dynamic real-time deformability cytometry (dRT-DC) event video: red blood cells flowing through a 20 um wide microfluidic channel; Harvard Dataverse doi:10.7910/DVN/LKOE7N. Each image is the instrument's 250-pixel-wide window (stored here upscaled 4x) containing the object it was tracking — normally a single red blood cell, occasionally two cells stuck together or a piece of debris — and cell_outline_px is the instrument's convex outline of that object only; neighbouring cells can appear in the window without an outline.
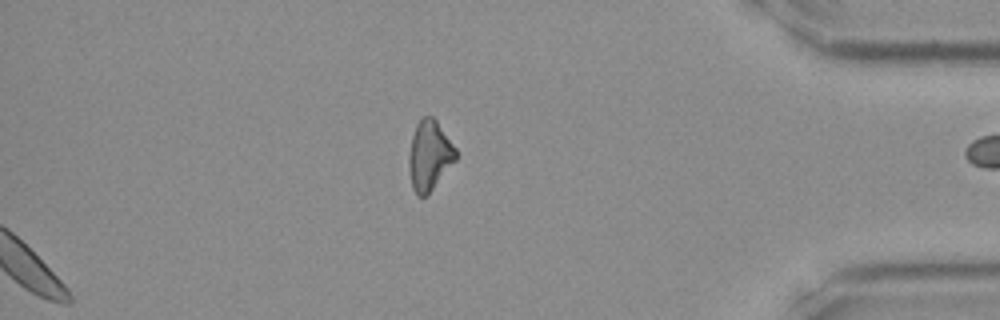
{"species": "Egyptian fruit bat (a non-hibernating species)", "species_latin": "Rousettus aegyptiacus", "temperature_condition": "room temperature", "stored_images_in_passage": 29, "camera_frame_rate_fps": 3000, "um_per_image_px": 0.085, "frame": {"image": 1, "passage_image": 29, "time_ms": 9.333, "image_size_px": [1000, 320], "cell_outline_px": [[456, 160], [432, 188], [424, 196], [416, 196], [412, 188], [408, 168], [408, 156], [412, 136], [416, 124], [420, 116], [432, 116], [436, 120], [456, 148]], "centroid_in_image_um": [36.47, 13.19], "position_along_channel_um": 398.7, "area_um2": 19.02}}